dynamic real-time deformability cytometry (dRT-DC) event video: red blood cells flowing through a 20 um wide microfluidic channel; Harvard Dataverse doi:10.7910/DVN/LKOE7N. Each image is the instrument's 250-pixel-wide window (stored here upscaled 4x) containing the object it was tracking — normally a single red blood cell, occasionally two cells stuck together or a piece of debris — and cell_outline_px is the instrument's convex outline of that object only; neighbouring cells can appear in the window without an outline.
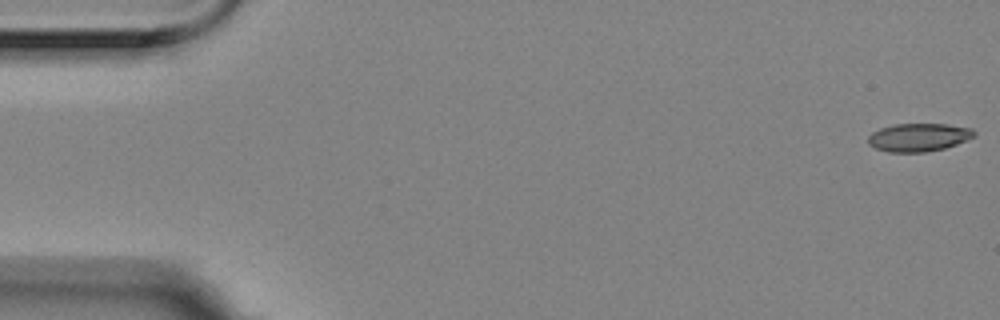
{"species": "Egyptian fruit bat (a non-hibernating species)", "species_latin": "Rousettus aegyptiacus", "temperature_condition": "room temperature", "stored_images_in_passage": 6, "camera_frame_rate_fps": 3000, "um_per_image_px": 0.085, "animal": {"sex": "female"}, "frame": {"image": 1, "passage_image": 1, "time_ms": 0.0, "image_size_px": [1000, 320], "cell_outline_px": [[976, 136], [956, 144], [944, 148], [924, 152], [888, 152], [876, 148], [868, 144], [868, 136], [872, 132], [880, 128], [896, 124], [948, 124], [972, 128], [976, 132]], "centroid_in_image_um": [78.09, 11.67], "position_along_channel_um": 6.9, "area_um2": 17.4}}
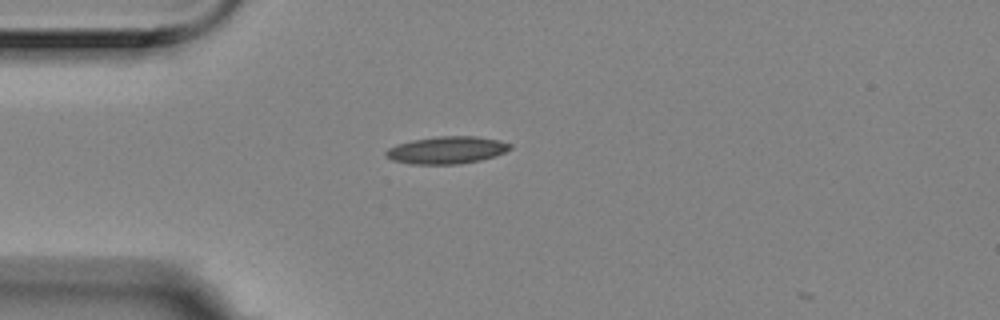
{"frame": {"image": 2, "passage_image": 5, "time_ms": 1.333, "image_size_px": [1000, 320], "cell_outline_px": [[512, 148], [496, 156], [480, 160], [460, 164], [412, 164], [392, 160], [384, 156], [384, 152], [388, 148], [396, 144], [412, 140], [436, 136], [476, 136], [500, 140], [512, 144]], "centroid_in_image_um": [37.97, 12.75], "position_along_channel_um": 47.0, "area_um2": 20.0}}